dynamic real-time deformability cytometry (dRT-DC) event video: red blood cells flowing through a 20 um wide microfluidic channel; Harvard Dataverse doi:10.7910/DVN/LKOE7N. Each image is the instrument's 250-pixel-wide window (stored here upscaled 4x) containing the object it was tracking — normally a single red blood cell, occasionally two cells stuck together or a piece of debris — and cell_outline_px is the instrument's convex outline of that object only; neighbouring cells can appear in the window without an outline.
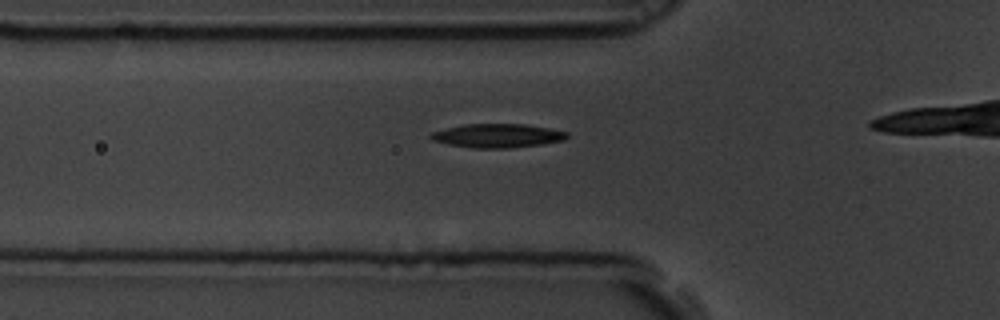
{"species": "common noctule bat (a hibernating species)", "species_latin": "Nyctalus noctula", "temperature_condition": "room temperature", "stored_images_in_passage": 16, "camera_frame_rate_fps": 3000, "um_per_image_px": 0.085, "animal": {"sex": "male", "body_mass_g": 19.5, "forearm_length_mm": 54.6}, "frame": {"image": 1, "passage_image": 7, "time_ms": 2.0, "image_size_px": [1000, 320], "cell_outline_px": [[568, 136], [564, 140], [540, 144], [512, 148], [472, 148], [448, 144], [432, 140], [428, 136], [432, 132], [464, 124], [524, 124], [548, 128], [568, 132]], "centroid_in_image_um": [42.28, 11.54], "position_along_channel_um": 83.5, "area_um2": 18.79}}
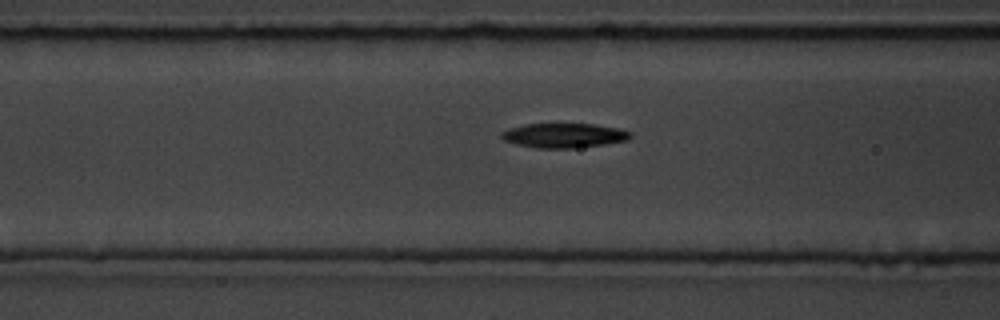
{"frame": {"image": 2, "passage_image": 10, "time_ms": 3.0, "image_size_px": [1000, 320], "cell_outline_px": [[632, 136], [628, 140], [604, 144], [572, 148], [536, 148], [516, 144], [504, 140], [500, 136], [500, 132], [508, 128], [524, 124], [596, 124], [620, 128], [632, 132]], "centroid_in_image_um": [47.94, 11.5], "position_along_channel_um": 118.7, "area_um2": 18.55}}